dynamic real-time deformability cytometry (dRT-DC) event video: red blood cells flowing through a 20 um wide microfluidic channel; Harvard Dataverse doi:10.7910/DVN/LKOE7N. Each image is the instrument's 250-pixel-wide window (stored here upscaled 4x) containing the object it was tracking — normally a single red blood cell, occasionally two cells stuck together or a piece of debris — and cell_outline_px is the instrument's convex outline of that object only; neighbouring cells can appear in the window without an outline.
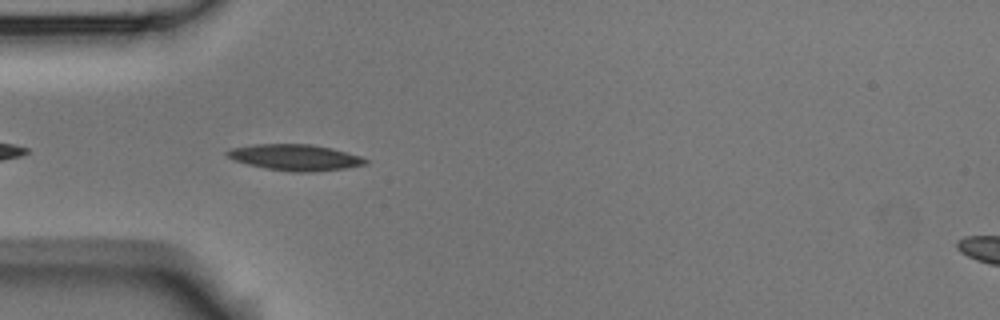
{"species": "Egyptian fruit bat (a non-hibernating species)", "species_latin": "Rousettus aegyptiacus", "temperature_condition": "room temperature", "stored_images_in_passage": 4, "camera_frame_rate_fps": 3000, "um_per_image_px": 0.085, "animal": {"sex": "male"}, "frame": {"image": 1, "passage_image": 3, "time_ms": 2.333, "image_size_px": [1000, 320], "cell_outline_px": [[368, 164], [344, 168], [312, 172], [292, 172], [264, 168], [232, 160], [224, 152], [228, 148], [252, 144], [312, 144], [332, 148], [360, 156], [368, 160]], "centroid_in_image_um": [25.04, 13.37], "position_along_channel_um": 60.0, "area_um2": 21.21}}